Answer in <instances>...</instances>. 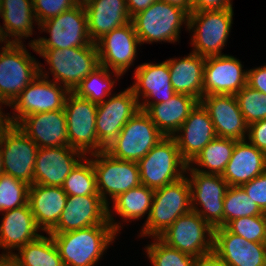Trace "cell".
I'll list each match as a JSON object with an SVG mask.
<instances>
[{"label":"cell","instance_id":"6da1fadb","mask_svg":"<svg viewBox=\"0 0 266 266\" xmlns=\"http://www.w3.org/2000/svg\"><path fill=\"white\" fill-rule=\"evenodd\" d=\"M39 57H43L49 66L46 71L43 64L39 63V75L64 86L70 92L84 80L99 65V55L96 43L88 46L72 47L66 49H36L35 45L28 43ZM44 70V71H43Z\"/></svg>","mask_w":266,"mask_h":266},{"label":"cell","instance_id":"7a4b0ae2","mask_svg":"<svg viewBox=\"0 0 266 266\" xmlns=\"http://www.w3.org/2000/svg\"><path fill=\"white\" fill-rule=\"evenodd\" d=\"M49 234L64 266H95L118 236L111 223Z\"/></svg>","mask_w":266,"mask_h":266},{"label":"cell","instance_id":"3957f363","mask_svg":"<svg viewBox=\"0 0 266 266\" xmlns=\"http://www.w3.org/2000/svg\"><path fill=\"white\" fill-rule=\"evenodd\" d=\"M189 14L183 9L157 0L131 18L140 46L144 43L179 42L182 26L188 30Z\"/></svg>","mask_w":266,"mask_h":266},{"label":"cell","instance_id":"277c9868","mask_svg":"<svg viewBox=\"0 0 266 266\" xmlns=\"http://www.w3.org/2000/svg\"><path fill=\"white\" fill-rule=\"evenodd\" d=\"M191 211L189 180L182 177L176 182L165 185L154 192L150 214L141 227L138 237H158L179 216Z\"/></svg>","mask_w":266,"mask_h":266},{"label":"cell","instance_id":"5b68a950","mask_svg":"<svg viewBox=\"0 0 266 266\" xmlns=\"http://www.w3.org/2000/svg\"><path fill=\"white\" fill-rule=\"evenodd\" d=\"M24 43H5L0 48V107L14 99L39 76V61Z\"/></svg>","mask_w":266,"mask_h":266},{"label":"cell","instance_id":"8992f818","mask_svg":"<svg viewBox=\"0 0 266 266\" xmlns=\"http://www.w3.org/2000/svg\"><path fill=\"white\" fill-rule=\"evenodd\" d=\"M233 8L192 12L188 17V30L192 33L191 52L202 57L224 55L233 24Z\"/></svg>","mask_w":266,"mask_h":266},{"label":"cell","instance_id":"52a82bcc","mask_svg":"<svg viewBox=\"0 0 266 266\" xmlns=\"http://www.w3.org/2000/svg\"><path fill=\"white\" fill-rule=\"evenodd\" d=\"M42 30V31H41ZM39 31L49 33V38L31 39L36 49H66L88 46L92 43L88 34L87 13L83 4L62 12L39 25Z\"/></svg>","mask_w":266,"mask_h":266},{"label":"cell","instance_id":"ba28073f","mask_svg":"<svg viewBox=\"0 0 266 266\" xmlns=\"http://www.w3.org/2000/svg\"><path fill=\"white\" fill-rule=\"evenodd\" d=\"M142 185L157 190L186 175L183 160L173 137H164L138 162Z\"/></svg>","mask_w":266,"mask_h":266},{"label":"cell","instance_id":"9c48e42d","mask_svg":"<svg viewBox=\"0 0 266 266\" xmlns=\"http://www.w3.org/2000/svg\"><path fill=\"white\" fill-rule=\"evenodd\" d=\"M164 137L149 115L144 110H139L128 120L105 152L119 160L138 162Z\"/></svg>","mask_w":266,"mask_h":266},{"label":"cell","instance_id":"30bf717a","mask_svg":"<svg viewBox=\"0 0 266 266\" xmlns=\"http://www.w3.org/2000/svg\"><path fill=\"white\" fill-rule=\"evenodd\" d=\"M92 165L98 194L108 206L120 194L141 185L135 161L119 160L101 151L92 154Z\"/></svg>","mask_w":266,"mask_h":266},{"label":"cell","instance_id":"8fae6325","mask_svg":"<svg viewBox=\"0 0 266 266\" xmlns=\"http://www.w3.org/2000/svg\"><path fill=\"white\" fill-rule=\"evenodd\" d=\"M186 177L190 185L191 210L213 229L223 227L224 197L229 185L222 175L204 174L189 165Z\"/></svg>","mask_w":266,"mask_h":266},{"label":"cell","instance_id":"7c38bea8","mask_svg":"<svg viewBox=\"0 0 266 266\" xmlns=\"http://www.w3.org/2000/svg\"><path fill=\"white\" fill-rule=\"evenodd\" d=\"M70 91L64 86L41 75L36 77L9 105V124H18L24 117L64 109Z\"/></svg>","mask_w":266,"mask_h":266},{"label":"cell","instance_id":"4fadbf2b","mask_svg":"<svg viewBox=\"0 0 266 266\" xmlns=\"http://www.w3.org/2000/svg\"><path fill=\"white\" fill-rule=\"evenodd\" d=\"M158 238L167 246L195 258L213 252L214 229L192 210L179 216Z\"/></svg>","mask_w":266,"mask_h":266},{"label":"cell","instance_id":"5bb4252c","mask_svg":"<svg viewBox=\"0 0 266 266\" xmlns=\"http://www.w3.org/2000/svg\"><path fill=\"white\" fill-rule=\"evenodd\" d=\"M64 113L70 147L86 156L105 151L96 133L97 104L70 92L65 101Z\"/></svg>","mask_w":266,"mask_h":266},{"label":"cell","instance_id":"9a60e30c","mask_svg":"<svg viewBox=\"0 0 266 266\" xmlns=\"http://www.w3.org/2000/svg\"><path fill=\"white\" fill-rule=\"evenodd\" d=\"M3 173L33 184L35 159L39 147L16 124H9L0 138Z\"/></svg>","mask_w":266,"mask_h":266},{"label":"cell","instance_id":"2e32d148","mask_svg":"<svg viewBox=\"0 0 266 266\" xmlns=\"http://www.w3.org/2000/svg\"><path fill=\"white\" fill-rule=\"evenodd\" d=\"M140 110L138 99L130 87L110 95L97 105L96 133L99 144L106 149L122 128Z\"/></svg>","mask_w":266,"mask_h":266},{"label":"cell","instance_id":"e0dca14e","mask_svg":"<svg viewBox=\"0 0 266 266\" xmlns=\"http://www.w3.org/2000/svg\"><path fill=\"white\" fill-rule=\"evenodd\" d=\"M96 46L100 65L123 76L134 65L140 41L130 22L105 34Z\"/></svg>","mask_w":266,"mask_h":266},{"label":"cell","instance_id":"ac0fdd59","mask_svg":"<svg viewBox=\"0 0 266 266\" xmlns=\"http://www.w3.org/2000/svg\"><path fill=\"white\" fill-rule=\"evenodd\" d=\"M236 57L224 54L206 57L203 70V96L236 95L247 85V71Z\"/></svg>","mask_w":266,"mask_h":266},{"label":"cell","instance_id":"d6986e66","mask_svg":"<svg viewBox=\"0 0 266 266\" xmlns=\"http://www.w3.org/2000/svg\"><path fill=\"white\" fill-rule=\"evenodd\" d=\"M134 82L130 86L140 104V110H145L150 104L166 102L175 94L170 81L168 62L142 63L134 69Z\"/></svg>","mask_w":266,"mask_h":266},{"label":"cell","instance_id":"ffe728a7","mask_svg":"<svg viewBox=\"0 0 266 266\" xmlns=\"http://www.w3.org/2000/svg\"><path fill=\"white\" fill-rule=\"evenodd\" d=\"M85 156L70 146L39 148L33 184L62 187L65 178Z\"/></svg>","mask_w":266,"mask_h":266},{"label":"cell","instance_id":"44dd1931","mask_svg":"<svg viewBox=\"0 0 266 266\" xmlns=\"http://www.w3.org/2000/svg\"><path fill=\"white\" fill-rule=\"evenodd\" d=\"M110 223L108 205L100 195L68 196L57 226L50 233L88 228Z\"/></svg>","mask_w":266,"mask_h":266},{"label":"cell","instance_id":"7402d4cb","mask_svg":"<svg viewBox=\"0 0 266 266\" xmlns=\"http://www.w3.org/2000/svg\"><path fill=\"white\" fill-rule=\"evenodd\" d=\"M200 103L208 111L217 137L246 140L248 124L240 111L235 95H205Z\"/></svg>","mask_w":266,"mask_h":266},{"label":"cell","instance_id":"603a6c76","mask_svg":"<svg viewBox=\"0 0 266 266\" xmlns=\"http://www.w3.org/2000/svg\"><path fill=\"white\" fill-rule=\"evenodd\" d=\"M213 252L227 266H266V245L247 241L226 227L214 229Z\"/></svg>","mask_w":266,"mask_h":266},{"label":"cell","instance_id":"cb8c5ba5","mask_svg":"<svg viewBox=\"0 0 266 266\" xmlns=\"http://www.w3.org/2000/svg\"><path fill=\"white\" fill-rule=\"evenodd\" d=\"M172 137L183 160L189 165L217 135L208 111L199 102Z\"/></svg>","mask_w":266,"mask_h":266},{"label":"cell","instance_id":"d4e9b609","mask_svg":"<svg viewBox=\"0 0 266 266\" xmlns=\"http://www.w3.org/2000/svg\"><path fill=\"white\" fill-rule=\"evenodd\" d=\"M17 126L39 148L69 146L64 109L30 114Z\"/></svg>","mask_w":266,"mask_h":266},{"label":"cell","instance_id":"484cf974","mask_svg":"<svg viewBox=\"0 0 266 266\" xmlns=\"http://www.w3.org/2000/svg\"><path fill=\"white\" fill-rule=\"evenodd\" d=\"M1 213L3 215L0 219V249H2V254H13L15 250L17 253L18 249L35 241L43 234L40 233L41 230L35 222L28 203Z\"/></svg>","mask_w":266,"mask_h":266},{"label":"cell","instance_id":"4316f807","mask_svg":"<svg viewBox=\"0 0 266 266\" xmlns=\"http://www.w3.org/2000/svg\"><path fill=\"white\" fill-rule=\"evenodd\" d=\"M67 197L62 187L29 185L28 204L42 233L49 234L57 226Z\"/></svg>","mask_w":266,"mask_h":266},{"label":"cell","instance_id":"83f0119b","mask_svg":"<svg viewBox=\"0 0 266 266\" xmlns=\"http://www.w3.org/2000/svg\"><path fill=\"white\" fill-rule=\"evenodd\" d=\"M83 5L87 13L88 34L93 43L131 22L126 0H88Z\"/></svg>","mask_w":266,"mask_h":266},{"label":"cell","instance_id":"f1b7e54d","mask_svg":"<svg viewBox=\"0 0 266 266\" xmlns=\"http://www.w3.org/2000/svg\"><path fill=\"white\" fill-rule=\"evenodd\" d=\"M266 170V154L247 140L237 141L222 178L229 186L248 183Z\"/></svg>","mask_w":266,"mask_h":266},{"label":"cell","instance_id":"f546056e","mask_svg":"<svg viewBox=\"0 0 266 266\" xmlns=\"http://www.w3.org/2000/svg\"><path fill=\"white\" fill-rule=\"evenodd\" d=\"M2 5L0 31L6 43H24L33 36L35 24L39 30L33 0H2Z\"/></svg>","mask_w":266,"mask_h":266},{"label":"cell","instance_id":"4dcf8cb0","mask_svg":"<svg viewBox=\"0 0 266 266\" xmlns=\"http://www.w3.org/2000/svg\"><path fill=\"white\" fill-rule=\"evenodd\" d=\"M170 71V81L176 93L187 94L199 102L203 97V70L206 61L196 53L166 59Z\"/></svg>","mask_w":266,"mask_h":266},{"label":"cell","instance_id":"1f68e13d","mask_svg":"<svg viewBox=\"0 0 266 266\" xmlns=\"http://www.w3.org/2000/svg\"><path fill=\"white\" fill-rule=\"evenodd\" d=\"M198 103L190 95L176 93L166 102L150 104L144 111L164 136L172 137Z\"/></svg>","mask_w":266,"mask_h":266},{"label":"cell","instance_id":"d6a6232c","mask_svg":"<svg viewBox=\"0 0 266 266\" xmlns=\"http://www.w3.org/2000/svg\"><path fill=\"white\" fill-rule=\"evenodd\" d=\"M154 192L155 190L141 184L136 188L120 194L112 201L114 211H111L110 206H108V221L117 234H121L120 230H123V225L120 221L117 223L113 217L114 214L120 216L123 223L143 219L145 214L147 215V220L150 214Z\"/></svg>","mask_w":266,"mask_h":266},{"label":"cell","instance_id":"836d02e7","mask_svg":"<svg viewBox=\"0 0 266 266\" xmlns=\"http://www.w3.org/2000/svg\"><path fill=\"white\" fill-rule=\"evenodd\" d=\"M236 142L237 140L229 138H214L189 163V166L204 174L222 175L232 156Z\"/></svg>","mask_w":266,"mask_h":266},{"label":"cell","instance_id":"e575fe53","mask_svg":"<svg viewBox=\"0 0 266 266\" xmlns=\"http://www.w3.org/2000/svg\"><path fill=\"white\" fill-rule=\"evenodd\" d=\"M121 77L122 75L119 72L111 71L105 66L99 65L80 82L73 93L98 105L110 95L115 94L112 89L117 84L116 81H119Z\"/></svg>","mask_w":266,"mask_h":266},{"label":"cell","instance_id":"d590c367","mask_svg":"<svg viewBox=\"0 0 266 266\" xmlns=\"http://www.w3.org/2000/svg\"><path fill=\"white\" fill-rule=\"evenodd\" d=\"M13 253L21 266H64L50 234H42Z\"/></svg>","mask_w":266,"mask_h":266},{"label":"cell","instance_id":"8d00e7d4","mask_svg":"<svg viewBox=\"0 0 266 266\" xmlns=\"http://www.w3.org/2000/svg\"><path fill=\"white\" fill-rule=\"evenodd\" d=\"M63 191L68 196L99 195L92 165V154L85 156L65 178Z\"/></svg>","mask_w":266,"mask_h":266},{"label":"cell","instance_id":"74e56055","mask_svg":"<svg viewBox=\"0 0 266 266\" xmlns=\"http://www.w3.org/2000/svg\"><path fill=\"white\" fill-rule=\"evenodd\" d=\"M262 214L263 211L241 187L229 186L224 197L223 227L233 219Z\"/></svg>","mask_w":266,"mask_h":266},{"label":"cell","instance_id":"f35d334b","mask_svg":"<svg viewBox=\"0 0 266 266\" xmlns=\"http://www.w3.org/2000/svg\"><path fill=\"white\" fill-rule=\"evenodd\" d=\"M144 248L152 266H195L196 258L167 246L158 237Z\"/></svg>","mask_w":266,"mask_h":266},{"label":"cell","instance_id":"ab89813d","mask_svg":"<svg viewBox=\"0 0 266 266\" xmlns=\"http://www.w3.org/2000/svg\"><path fill=\"white\" fill-rule=\"evenodd\" d=\"M29 184L11 175H0V212L19 208L28 203Z\"/></svg>","mask_w":266,"mask_h":266},{"label":"cell","instance_id":"60d3db41","mask_svg":"<svg viewBox=\"0 0 266 266\" xmlns=\"http://www.w3.org/2000/svg\"><path fill=\"white\" fill-rule=\"evenodd\" d=\"M235 97L248 125L266 119V95L246 85Z\"/></svg>","mask_w":266,"mask_h":266},{"label":"cell","instance_id":"b9f144b4","mask_svg":"<svg viewBox=\"0 0 266 266\" xmlns=\"http://www.w3.org/2000/svg\"><path fill=\"white\" fill-rule=\"evenodd\" d=\"M225 227L247 241L264 243L265 228L262 215L236 218Z\"/></svg>","mask_w":266,"mask_h":266},{"label":"cell","instance_id":"7bdbcfd3","mask_svg":"<svg viewBox=\"0 0 266 266\" xmlns=\"http://www.w3.org/2000/svg\"><path fill=\"white\" fill-rule=\"evenodd\" d=\"M76 0H33V10L39 25L76 6Z\"/></svg>","mask_w":266,"mask_h":266},{"label":"cell","instance_id":"ee69618b","mask_svg":"<svg viewBox=\"0 0 266 266\" xmlns=\"http://www.w3.org/2000/svg\"><path fill=\"white\" fill-rule=\"evenodd\" d=\"M240 187L262 211H266V170Z\"/></svg>","mask_w":266,"mask_h":266},{"label":"cell","instance_id":"f6af8a7d","mask_svg":"<svg viewBox=\"0 0 266 266\" xmlns=\"http://www.w3.org/2000/svg\"><path fill=\"white\" fill-rule=\"evenodd\" d=\"M246 140L266 154V119L248 125Z\"/></svg>","mask_w":266,"mask_h":266},{"label":"cell","instance_id":"bcb514c9","mask_svg":"<svg viewBox=\"0 0 266 266\" xmlns=\"http://www.w3.org/2000/svg\"><path fill=\"white\" fill-rule=\"evenodd\" d=\"M247 70V85L266 95V64Z\"/></svg>","mask_w":266,"mask_h":266},{"label":"cell","instance_id":"7dc6e473","mask_svg":"<svg viewBox=\"0 0 266 266\" xmlns=\"http://www.w3.org/2000/svg\"><path fill=\"white\" fill-rule=\"evenodd\" d=\"M232 0H191L192 12L233 8Z\"/></svg>","mask_w":266,"mask_h":266},{"label":"cell","instance_id":"c3c4849f","mask_svg":"<svg viewBox=\"0 0 266 266\" xmlns=\"http://www.w3.org/2000/svg\"><path fill=\"white\" fill-rule=\"evenodd\" d=\"M156 1L157 0H126V6L130 17L132 18L139 12L144 11Z\"/></svg>","mask_w":266,"mask_h":266},{"label":"cell","instance_id":"681fc988","mask_svg":"<svg viewBox=\"0 0 266 266\" xmlns=\"http://www.w3.org/2000/svg\"><path fill=\"white\" fill-rule=\"evenodd\" d=\"M195 266H227L214 252L196 258Z\"/></svg>","mask_w":266,"mask_h":266},{"label":"cell","instance_id":"f907efd6","mask_svg":"<svg viewBox=\"0 0 266 266\" xmlns=\"http://www.w3.org/2000/svg\"><path fill=\"white\" fill-rule=\"evenodd\" d=\"M170 5L177 6L184 11H186L189 15L192 13V5L191 0H161Z\"/></svg>","mask_w":266,"mask_h":266},{"label":"cell","instance_id":"816d5d0a","mask_svg":"<svg viewBox=\"0 0 266 266\" xmlns=\"http://www.w3.org/2000/svg\"><path fill=\"white\" fill-rule=\"evenodd\" d=\"M0 266H21L13 254H4L0 258Z\"/></svg>","mask_w":266,"mask_h":266},{"label":"cell","instance_id":"f5cc1de1","mask_svg":"<svg viewBox=\"0 0 266 266\" xmlns=\"http://www.w3.org/2000/svg\"><path fill=\"white\" fill-rule=\"evenodd\" d=\"M3 110V107H0V138L4 129L9 125L7 113L5 114V110Z\"/></svg>","mask_w":266,"mask_h":266},{"label":"cell","instance_id":"db71d44e","mask_svg":"<svg viewBox=\"0 0 266 266\" xmlns=\"http://www.w3.org/2000/svg\"><path fill=\"white\" fill-rule=\"evenodd\" d=\"M262 217H263V220H264V228H265L264 244L266 245V211H263Z\"/></svg>","mask_w":266,"mask_h":266},{"label":"cell","instance_id":"11a10c76","mask_svg":"<svg viewBox=\"0 0 266 266\" xmlns=\"http://www.w3.org/2000/svg\"><path fill=\"white\" fill-rule=\"evenodd\" d=\"M3 173V161H2V154H1V147H0V175Z\"/></svg>","mask_w":266,"mask_h":266},{"label":"cell","instance_id":"9f6ffc18","mask_svg":"<svg viewBox=\"0 0 266 266\" xmlns=\"http://www.w3.org/2000/svg\"><path fill=\"white\" fill-rule=\"evenodd\" d=\"M0 43L2 44H5L6 42H5V40L3 39V37H2V34H1V31H0Z\"/></svg>","mask_w":266,"mask_h":266},{"label":"cell","instance_id":"6f0895ef","mask_svg":"<svg viewBox=\"0 0 266 266\" xmlns=\"http://www.w3.org/2000/svg\"><path fill=\"white\" fill-rule=\"evenodd\" d=\"M2 0H0V18H1V15H2Z\"/></svg>","mask_w":266,"mask_h":266},{"label":"cell","instance_id":"680465c9","mask_svg":"<svg viewBox=\"0 0 266 266\" xmlns=\"http://www.w3.org/2000/svg\"><path fill=\"white\" fill-rule=\"evenodd\" d=\"M88 0H80L81 4H84L85 2H87Z\"/></svg>","mask_w":266,"mask_h":266}]
</instances>
